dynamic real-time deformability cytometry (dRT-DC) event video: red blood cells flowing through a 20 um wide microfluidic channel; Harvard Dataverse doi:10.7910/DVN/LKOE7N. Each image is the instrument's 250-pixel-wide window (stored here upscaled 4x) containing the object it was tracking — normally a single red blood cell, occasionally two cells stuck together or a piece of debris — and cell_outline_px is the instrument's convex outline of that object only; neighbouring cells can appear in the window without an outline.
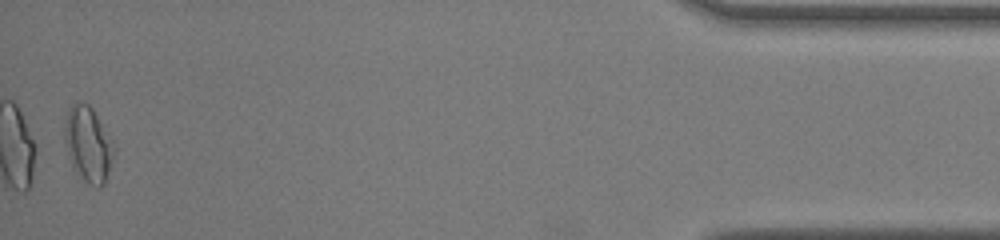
{"species": "common noctule bat (a hibernating species)", "species_latin": "Nyctalus noctula", "temperature_condition": "room temperature", "stored_images_in_passage": 41, "camera_frame_rate_fps": 3000, "um_per_image_px": 0.085, "animal": {"sex": "female", "body_mass_g": 22.0, "forearm_length_mm": 56.7}, "frame": {"image": 1, "passage_image": 41, "time_ms": 13.333, "image_size_px": [1000, 240], "cell_outline_px": [[116, 148], [104, 184], [100, 188], [88, 184], [84, 180], [72, 164], [68, 156], [64, 140], [64, 124], [68, 112], [72, 104], [88, 104], [92, 108], [112, 140]], "centroid_in_image_um": [7.5, 12.28], "position_along_channel_um": 427.7, "area_um2": 21.27}, "authors_computed_cell_mechanics": {"area_um2": 15.7794, "velocity_mm_per_s": 4.0816, "shape_relaxation_time_tau1_ms": null, "shape_relaxation_time_tau2_ms": 2.303, "deformation_change_tau1": null, "deformation_change_tau2": 0.0639}}